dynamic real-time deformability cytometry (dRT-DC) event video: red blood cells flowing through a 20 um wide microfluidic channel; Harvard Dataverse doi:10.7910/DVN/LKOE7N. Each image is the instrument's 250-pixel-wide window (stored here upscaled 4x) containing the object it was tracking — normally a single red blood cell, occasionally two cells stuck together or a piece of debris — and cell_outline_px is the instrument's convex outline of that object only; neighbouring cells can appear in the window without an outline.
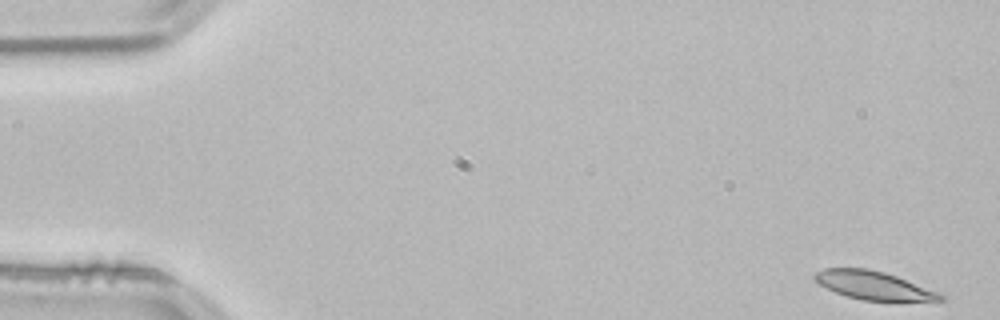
{"species": "common noctule bat (a hibernating species)", "species_latin": "Nyctalus noctula", "temperature_condition": "room temperature", "stored_images_in_passage": 13, "camera_frame_rate_fps": 3000, "um_per_image_px": 0.085, "animal": {"sex": "male", "body_mass_g": 21.5, "forearm_length_mm": 52.0}, "frame": {"image": 1, "passage_image": 1, "time_ms": 0.0, "image_size_px": [1000, 320], "cell_outline_px": [[944, 300], [864, 300], [848, 296], [836, 292], [820, 284], [812, 276], [816, 272], [824, 268], [868, 268], [884, 272], [896, 276], [936, 292], [944, 296]], "centroid_in_image_um": [74.18, 24.23], "position_along_channel_um": 10.8, "area_um2": 20.06}}